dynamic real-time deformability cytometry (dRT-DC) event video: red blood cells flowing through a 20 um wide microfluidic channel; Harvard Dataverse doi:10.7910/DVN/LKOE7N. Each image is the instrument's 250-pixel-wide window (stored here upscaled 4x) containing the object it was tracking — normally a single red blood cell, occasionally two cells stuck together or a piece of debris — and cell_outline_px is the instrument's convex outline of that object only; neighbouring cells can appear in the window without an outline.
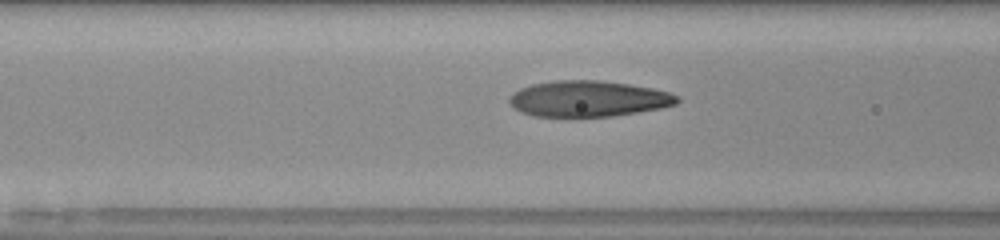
{"species": "human", "species_latin": "Homo sapiens", "temperature_condition": "room temperature", "stored_images_in_passage": 25, "camera_frame_rate_fps": 3000, "um_per_image_px": 0.085, "donor": {"sex": "male"}, "frame": {"image": 1, "passage_image": 20, "time_ms": 6.333, "image_size_px": [1000, 240], "cell_outline_px": [[680, 100], [676, 104], [660, 108], [612, 116], [532, 116], [520, 112], [508, 100], [508, 96], [512, 92], [520, 88], [532, 84], [552, 80], [596, 80], [628, 84], [652, 88], [668, 92], [680, 96]], "centroid_in_image_um": [49.98, 8.38], "position_along_channel_um": 116.6, "area_um2": 35.08}}